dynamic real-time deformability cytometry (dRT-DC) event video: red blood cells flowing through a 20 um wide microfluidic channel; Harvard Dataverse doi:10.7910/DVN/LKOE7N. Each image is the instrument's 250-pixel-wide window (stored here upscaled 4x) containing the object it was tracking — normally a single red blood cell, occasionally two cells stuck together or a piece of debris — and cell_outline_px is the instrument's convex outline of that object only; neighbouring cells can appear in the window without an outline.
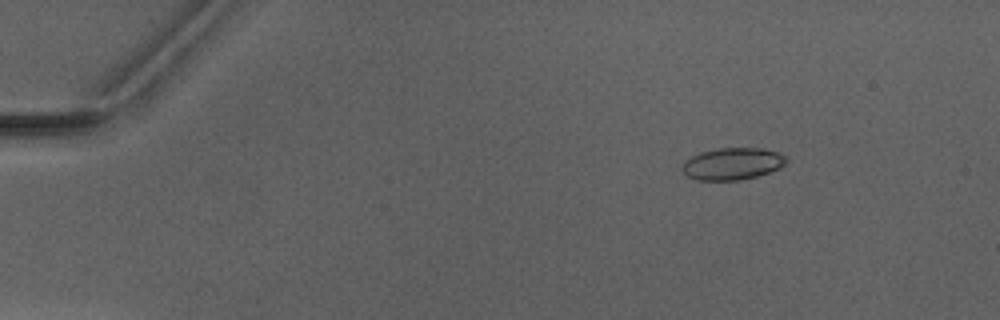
{"species": "Egyptian fruit bat (a non-hibernating species)", "species_latin": "Rousettus aegyptiacus", "temperature_condition": "warm", "stored_images_in_passage": 5, "camera_frame_rate_fps": 3000, "um_per_image_px": 0.085, "animal": {"sex": "male"}, "frame": {"image": 1, "passage_image": 5, "time_ms": 5.667, "image_size_px": [1000, 320], "cell_outline_px": [[788, 160], [780, 168], [756, 176], [740, 180], [696, 180], [688, 176], [680, 168], [684, 160], [700, 152], [720, 148], [764, 148], [780, 152], [788, 156]], "centroid_in_image_um": [62.27, 13.91], "position_along_channel_um": 22.7, "area_um2": 19.59}}